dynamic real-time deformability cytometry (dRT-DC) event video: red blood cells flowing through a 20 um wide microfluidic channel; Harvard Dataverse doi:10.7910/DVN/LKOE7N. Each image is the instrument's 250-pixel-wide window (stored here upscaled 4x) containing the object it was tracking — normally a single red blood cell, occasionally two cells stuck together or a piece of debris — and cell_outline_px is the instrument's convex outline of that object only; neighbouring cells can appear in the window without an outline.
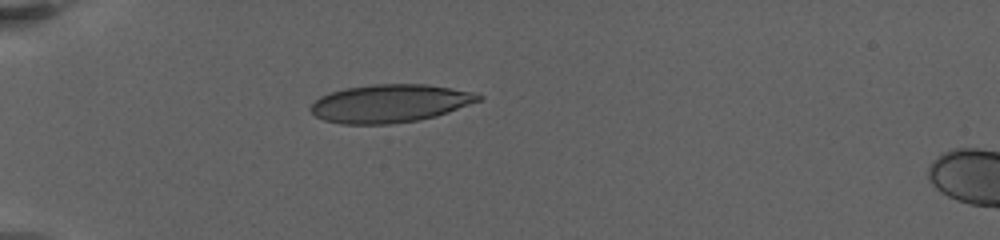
{"species": "human", "species_latin": "Homo sapiens", "temperature_condition": "warm", "stored_images_in_passage": 69, "camera_frame_rate_fps": 3000, "um_per_image_px": 0.085, "donor": {"sex": "female"}, "frame": {"image": 1, "passage_image": 1, "time_ms": 0.0, "image_size_px": [1000, 240], "cell_outline_px": [[484, 100], [436, 116], [416, 120], [388, 124], [340, 124], [324, 120], [316, 116], [308, 108], [320, 96], [344, 88], [372, 84], [424, 84], [472, 92], [484, 96]], "centroid_in_image_um": [33.15, 8.79], "position_along_channel_um": 51.9, "area_um2": 37.17}}
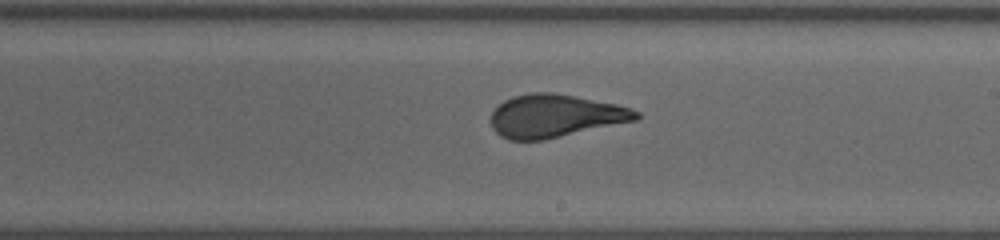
{"frame": {"image": 2, "passage_image": 34, "time_ms": 7.0, "image_size_px": [1000, 240], "cell_outline_px": [[640, 116], [636, 120], [544, 140], [508, 140], [500, 136], [492, 128], [492, 112], [504, 100], [512, 96], [532, 92], [552, 92], [616, 104], [632, 108], [640, 112]], "centroid_in_image_um": [47.18, 9.85], "position_along_channel_um": 241.8, "area_um2": 36.18}}
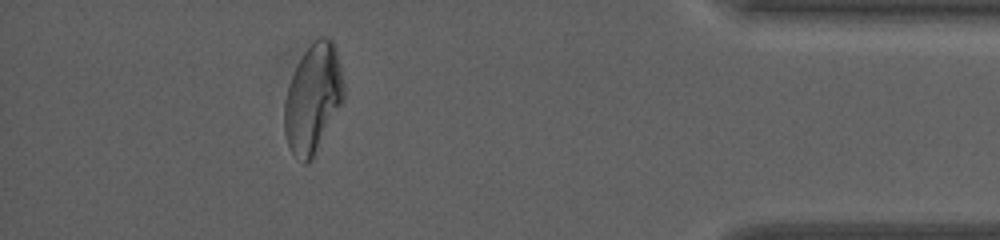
{"frame": {"image": 3, "passage_image": 60, "time_ms": 13.667, "image_size_px": [1000, 240], "cell_outline_px": [[344, 100], [312, 160], [308, 164], [304, 164], [288, 148], [284, 132], [284, 100], [292, 76], [304, 52], [320, 36], [328, 36], [336, 44], [344, 84]], "centroid_in_image_um": [26.62, 8.39], "position_along_channel_um": 408.6, "area_um2": 37.74}, "authors_computed_cell_mechanics": {"area_um2": 36.7608, "velocity_mm_per_s": 3.0774, "shape_relaxation_time_tau1_ms": 5.7553, "shape_relaxation_time_tau2_ms": null, "deformation_change_tau1": 0.2224, "deformation_change_tau2": null}}